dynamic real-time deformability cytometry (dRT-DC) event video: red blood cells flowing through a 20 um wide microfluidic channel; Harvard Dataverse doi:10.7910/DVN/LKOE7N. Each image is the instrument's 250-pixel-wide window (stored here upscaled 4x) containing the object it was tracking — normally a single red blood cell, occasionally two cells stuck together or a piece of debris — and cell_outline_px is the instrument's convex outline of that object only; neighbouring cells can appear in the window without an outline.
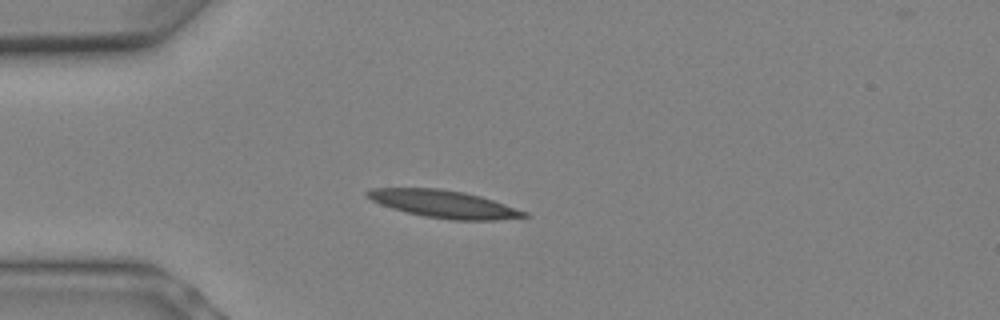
{"species": "Egyptian fruit bat (a non-hibernating species)", "species_latin": "Rousettus aegyptiacus", "temperature_condition": "warm", "stored_images_in_passage": 3, "camera_frame_rate_fps": 3000, "um_per_image_px": 0.085, "animal": {"sex": "female"}, "frame": {"image": 1, "passage_image": 1, "time_ms": 0.0, "image_size_px": [1000, 320], "cell_outline_px": [[528, 216], [496, 220], [452, 220], [424, 216], [392, 208], [380, 204], [372, 200], [364, 192], [368, 188], [440, 188], [464, 192], [480, 196], [528, 212]], "centroid_in_image_um": [37.71, 17.33], "position_along_channel_um": 47.3, "area_um2": 24.91}}
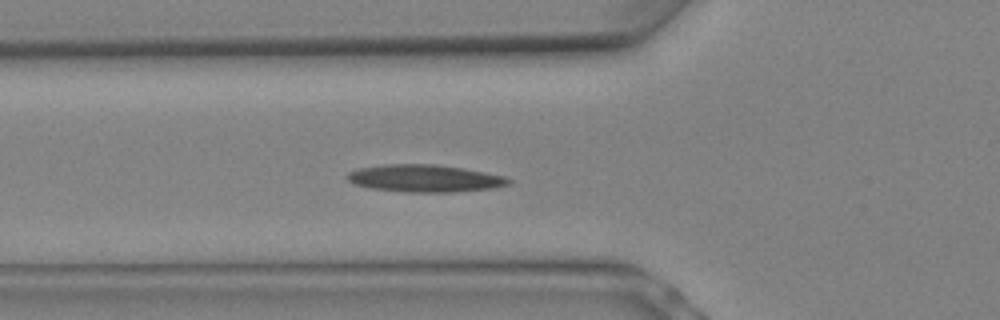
{"frame": {"image": 2, "passage_image": 3, "time_ms": 0.667, "image_size_px": [1000, 320], "cell_outline_px": [[512, 184], [492, 188], [452, 192], [404, 192], [372, 188], [352, 184], [344, 176], [348, 172], [356, 168], [380, 164], [436, 164], [464, 168], [504, 176], [512, 180]], "centroid_in_image_um": [36.05, 15.15], "position_along_channel_um": 89.7, "area_um2": 26.01}}